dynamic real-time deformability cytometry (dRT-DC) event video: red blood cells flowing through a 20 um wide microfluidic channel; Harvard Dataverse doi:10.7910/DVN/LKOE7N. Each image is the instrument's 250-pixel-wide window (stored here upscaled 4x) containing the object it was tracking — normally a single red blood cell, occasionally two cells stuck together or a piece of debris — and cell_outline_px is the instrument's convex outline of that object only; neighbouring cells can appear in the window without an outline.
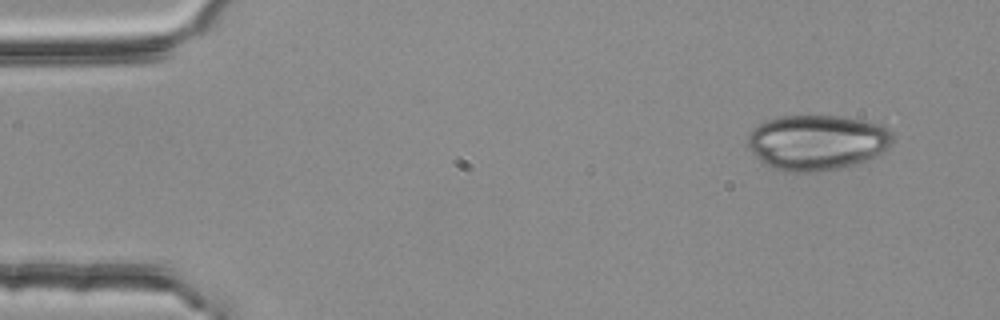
{"species": "common noctule bat (a hibernating species)", "species_latin": "Nyctalus noctula", "temperature_condition": "room temperature", "stored_images_in_passage": 4, "camera_frame_rate_fps": 3000, "um_per_image_px": 0.085, "animal": {"sex": "female", "body_mass_g": 25.1}, "frame": {"image": 1, "passage_image": 1, "time_ms": 0.0, "image_size_px": [1000, 320], "cell_outline_px": [[892, 144], [888, 148], [864, 160], [840, 168], [820, 172], [788, 172], [772, 168], [760, 160], [748, 148], [748, 132], [752, 128], [768, 120], [780, 116], [844, 116], [864, 120], [880, 124], [888, 128], [892, 132]], "centroid_in_image_um": [69.43, 12.09], "position_along_channel_um": 15.6, "area_um2": 46.76}}